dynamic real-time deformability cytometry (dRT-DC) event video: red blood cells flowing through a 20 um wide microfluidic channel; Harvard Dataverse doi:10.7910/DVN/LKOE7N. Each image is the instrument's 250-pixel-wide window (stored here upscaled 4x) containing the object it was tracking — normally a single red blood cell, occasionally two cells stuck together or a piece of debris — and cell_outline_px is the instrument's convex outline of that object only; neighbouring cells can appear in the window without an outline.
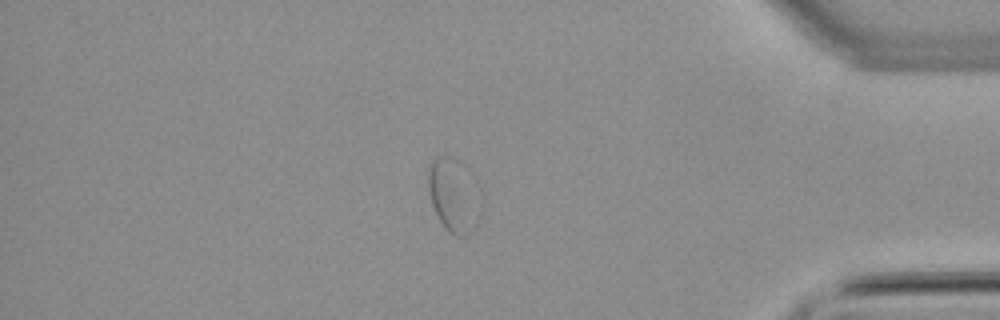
{"species": "common noctule bat (a hibernating species)", "species_latin": "Nyctalus noctula", "temperature_condition": "warm", "stored_images_in_passage": 57, "segment_of_instrument_passage": [2, 2], "camera_frame_rate_fps": 3000, "um_per_image_px": 0.085, "animal": {"sex": "male", "body_mass_g": 21.5, "forearm_length_mm": 52.0}, "frame": {"image": 1, "passage_image": 49, "time_ms": 16.0, "image_size_px": [1000, 320], "cell_outline_px": [[484, 208], [480, 220], [472, 232], [464, 236], [456, 236], [448, 232], [444, 228], [432, 204], [428, 188], [428, 168], [432, 160], [440, 156], [448, 156], [456, 160], [484, 204]], "centroid_in_image_um": [38.57, 16.72], "position_along_channel_um": 396.6, "area_um2": 22.14}}
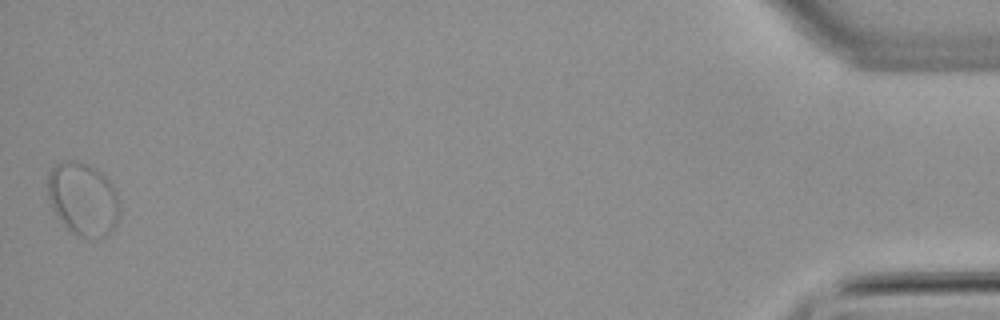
{"frame": {"image": 2, "passage_image": 57, "time_ms": 18.667, "image_size_px": [1000, 320], "cell_outline_px": [[120, 216], [116, 224], [104, 236], [96, 240], [80, 236], [72, 232], [56, 216], [52, 208], [48, 196], [48, 172], [56, 164], [64, 160], [76, 160], [92, 164], [112, 184], [120, 200]], "centroid_in_image_um": [7.07, 16.9], "position_along_channel_um": 428.1, "area_um2": 31.04}}